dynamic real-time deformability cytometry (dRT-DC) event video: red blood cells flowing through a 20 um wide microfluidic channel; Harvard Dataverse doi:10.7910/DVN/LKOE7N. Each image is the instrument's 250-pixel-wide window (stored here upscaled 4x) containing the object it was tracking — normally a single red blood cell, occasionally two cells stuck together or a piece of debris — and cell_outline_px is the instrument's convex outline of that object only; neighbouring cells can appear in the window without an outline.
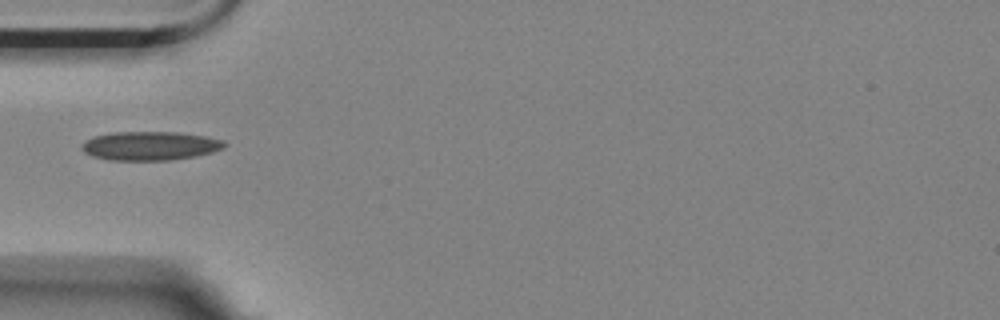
{"species": "Egyptian fruit bat (a non-hibernating species)", "species_latin": "Rousettus aegyptiacus", "temperature_condition": "room temperature", "stored_images_in_passage": 1, "camera_frame_rate_fps": 3000, "um_per_image_px": 0.085, "animal": {"sex": "female"}, "frame": {"image": 1, "passage_image": 1, "time_ms": 0.0, "image_size_px": [1000, 320], "cell_outline_px": [[224, 148], [212, 152], [196, 156], [168, 160], [108, 160], [92, 156], [84, 152], [80, 148], [84, 140], [92, 136], [112, 132], [176, 132], [204, 136], [224, 140]], "centroid_in_image_um": [12.7, 12.39], "position_along_channel_um": 72.3, "area_um2": 24.04}}